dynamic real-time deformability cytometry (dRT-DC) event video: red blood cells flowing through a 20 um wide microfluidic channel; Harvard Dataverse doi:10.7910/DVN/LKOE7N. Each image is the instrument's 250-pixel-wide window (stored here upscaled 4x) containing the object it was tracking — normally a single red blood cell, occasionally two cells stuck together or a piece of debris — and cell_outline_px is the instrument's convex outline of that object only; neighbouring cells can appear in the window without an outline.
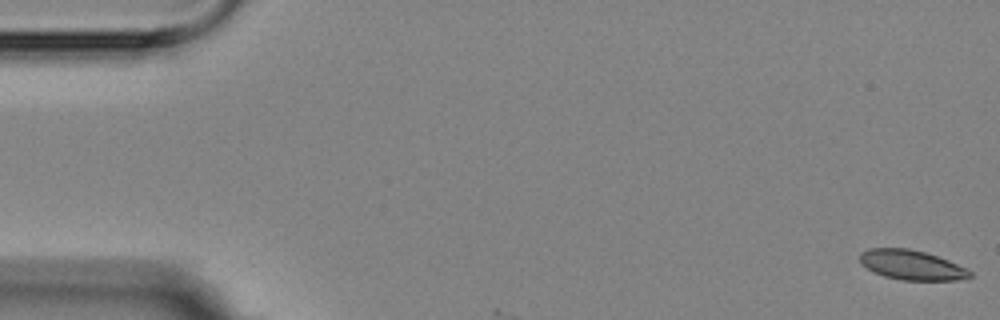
{"species": "Egyptian fruit bat (a non-hibernating species)", "species_latin": "Rousettus aegyptiacus", "temperature_condition": "room temperature", "stored_images_in_passage": 3, "camera_frame_rate_fps": 3000, "um_per_image_px": 0.085, "animal": {"sex": "female"}, "frame": {"image": 1, "passage_image": 1, "time_ms": 0.0, "image_size_px": [1000, 320], "cell_outline_px": [[972, 276], [956, 280], [900, 280], [884, 276], [860, 264], [860, 252], [868, 248], [908, 248], [924, 252], [948, 260], [968, 268], [972, 272]], "centroid_in_image_um": [77.49, 22.52], "position_along_channel_um": 7.5, "area_um2": 19.02}}